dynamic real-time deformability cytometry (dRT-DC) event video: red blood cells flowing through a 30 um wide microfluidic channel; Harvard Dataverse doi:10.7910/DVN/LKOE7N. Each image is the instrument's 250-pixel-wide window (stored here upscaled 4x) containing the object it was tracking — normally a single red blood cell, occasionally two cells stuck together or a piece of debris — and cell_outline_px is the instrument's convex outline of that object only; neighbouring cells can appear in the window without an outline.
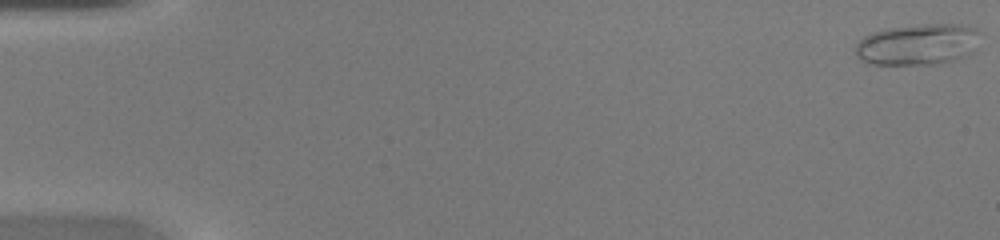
{"species": "common noctule bat (a hibernating species)", "species_latin": "Nyctalus noctula", "temperature_condition": "warm", "stored_images_in_passage": 50, "camera_frame_rate_fps": 3000, "um_per_image_px": 0.085, "animal": {"sex": "female", "body_mass_g": 20.0, "forearm_length_mm": 54.0}, "frame": {"image": 1, "passage_image": 1, "time_ms": 0.0, "image_size_px": [1000, 240], "cell_outline_px": [[976, 32], [972, 52], [964, 56], [940, 64], [868, 64], [860, 60], [856, 56], [856, 44], [864, 36], [872, 32], [884, 28], [924, 24], [960, 24], [976, 28]], "centroid_in_image_um": [77.92, 3.78], "position_along_channel_um": 7.1, "area_um2": 29.65}}
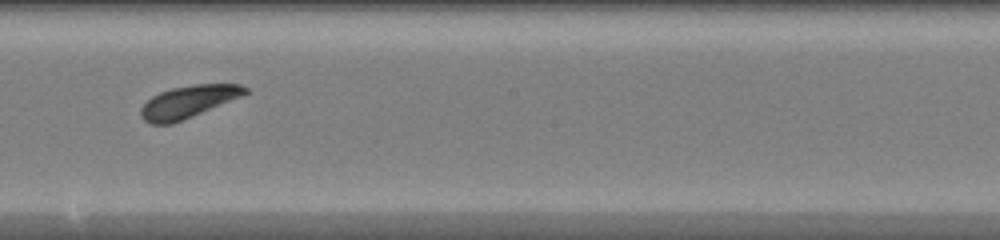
{"frame": {"image": 2, "passage_image": 29, "time_ms": 9.333, "image_size_px": [1000, 240], "cell_outline_px": [[248, 92], [244, 96], [172, 124], [148, 124], [140, 116], [140, 108], [152, 96], [160, 92], [172, 88], [196, 84], [240, 84], [248, 88]], "centroid_in_image_um": [16.01, 8.65], "position_along_channel_um": 232.2, "area_um2": 19.71}}
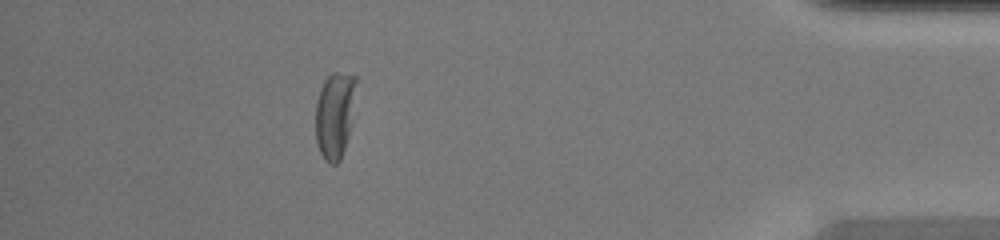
{"frame": {"image": 3, "passage_image": 45, "time_ms": 14.667, "image_size_px": [1000, 240], "cell_outline_px": [[356, 80], [352, 124], [340, 160], [336, 164], [328, 164], [324, 160], [320, 152], [316, 140], [316, 100], [320, 88], [324, 80], [332, 72], [336, 72], [356, 76]], "centroid_in_image_um": [28.45, 9.77], "position_along_channel_um": 406.8, "area_um2": 20.52}, "authors_computed_cell_mechanics": {"area_um2": 20.8947, "velocity_mm_per_s": 4.1487, "shape_relaxation_time_tau1_ms": 7.6077, "shape_relaxation_time_tau2_ms": null, "deformation_change_tau1": 0.2339, "deformation_change_tau2": null}}